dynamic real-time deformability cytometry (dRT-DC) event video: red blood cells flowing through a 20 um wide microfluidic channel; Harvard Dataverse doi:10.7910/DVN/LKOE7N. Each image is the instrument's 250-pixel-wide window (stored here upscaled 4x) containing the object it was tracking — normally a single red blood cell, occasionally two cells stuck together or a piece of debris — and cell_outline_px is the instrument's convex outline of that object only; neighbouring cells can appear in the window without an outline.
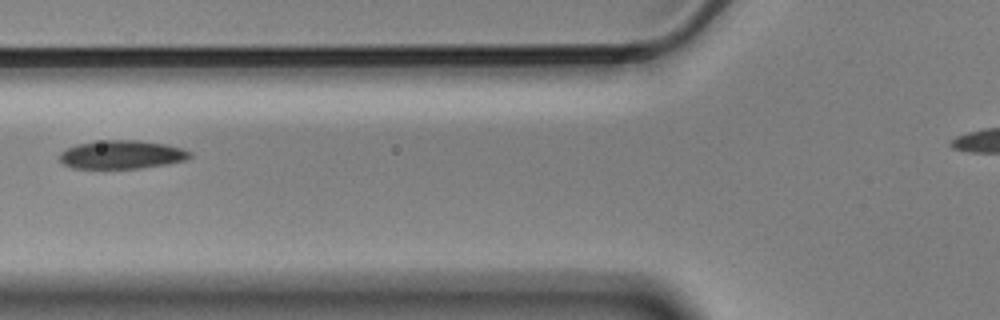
{"species": "Egyptian fruit bat (a non-hibernating species)", "species_latin": "Rousettus aegyptiacus", "temperature_condition": "cold", "stored_images_in_passage": 4, "camera_frame_rate_fps": 3000, "um_per_image_px": 0.085, "animal": {"sex": "male"}, "frame": {"image": 1, "passage_image": 4, "time_ms": 1.0, "image_size_px": [1000, 320], "cell_outline_px": [[192, 156], [184, 160], [164, 164], [140, 168], [72, 168], [64, 164], [60, 160], [60, 152], [76, 144], [104, 140], [140, 140], [164, 144], [180, 148], [192, 152]], "centroid_in_image_um": [10.33, 13.14], "position_along_channel_um": 115.5, "area_um2": 21.39}}